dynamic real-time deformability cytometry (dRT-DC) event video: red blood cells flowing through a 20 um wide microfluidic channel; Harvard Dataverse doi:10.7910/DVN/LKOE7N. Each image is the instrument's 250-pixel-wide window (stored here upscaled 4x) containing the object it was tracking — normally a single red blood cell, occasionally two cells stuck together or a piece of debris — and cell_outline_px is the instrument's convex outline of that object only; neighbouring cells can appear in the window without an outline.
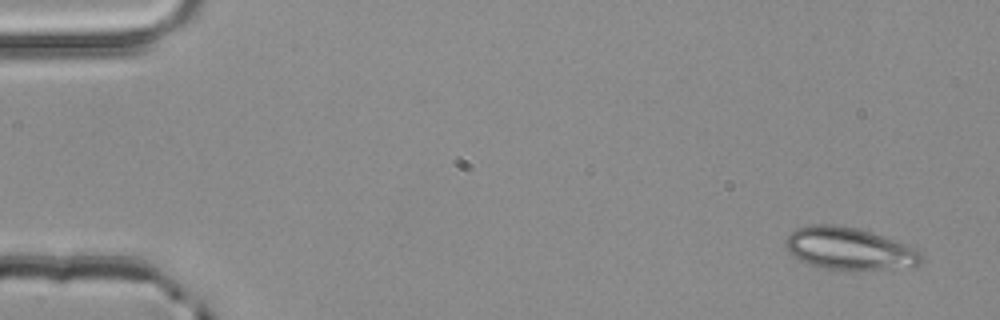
{"species": "common noctule bat (a hibernating species)", "species_latin": "Nyctalus noctula", "temperature_condition": "room temperature", "stored_images_in_passage": 4, "camera_frame_rate_fps": 3000, "um_per_image_px": 0.085, "animal": {"sex": "male", "body_mass_g": 20.4}, "frame": {"image": 1, "passage_image": 1, "time_ms": 0.0, "image_size_px": [1000, 320], "cell_outline_px": [[924, 260], [916, 264], [880, 268], [824, 268], [800, 260], [792, 256], [788, 252], [784, 244], [784, 240], [796, 228], [812, 224], [836, 224], [856, 228], [916, 248], [924, 256]], "centroid_in_image_um": [72.08, 21.09], "position_along_channel_um": 12.9, "area_um2": 32.31}}